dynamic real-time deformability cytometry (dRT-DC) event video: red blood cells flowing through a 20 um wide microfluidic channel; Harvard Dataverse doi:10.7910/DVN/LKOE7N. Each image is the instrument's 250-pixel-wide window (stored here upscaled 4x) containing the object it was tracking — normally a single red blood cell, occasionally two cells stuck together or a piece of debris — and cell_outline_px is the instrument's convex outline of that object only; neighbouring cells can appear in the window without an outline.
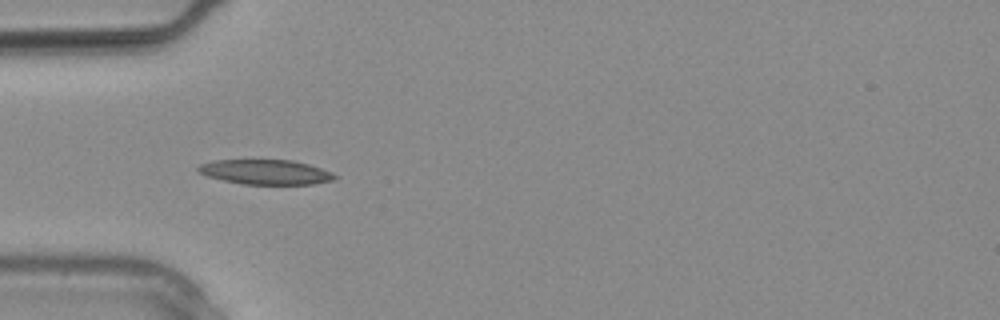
{"species": "common noctule bat (a hibernating species)", "species_latin": "Nyctalus noctula", "temperature_condition": "warm", "stored_images_in_passage": 15, "camera_frame_rate_fps": 3000, "um_per_image_px": 0.085, "animal": {"sex": "male", "body_mass_g": 20.4}, "frame": {"image": 1, "passage_image": 5, "time_ms": 1.333, "image_size_px": [1000, 320], "cell_outline_px": [[340, 176], [336, 180], [312, 184], [244, 184], [224, 180], [208, 176], [200, 172], [196, 168], [200, 164], [212, 160], [292, 160], [308, 164], [332, 172]], "centroid_in_image_um": [22.63, 14.62], "position_along_channel_um": 62.4, "area_um2": 19.71}}
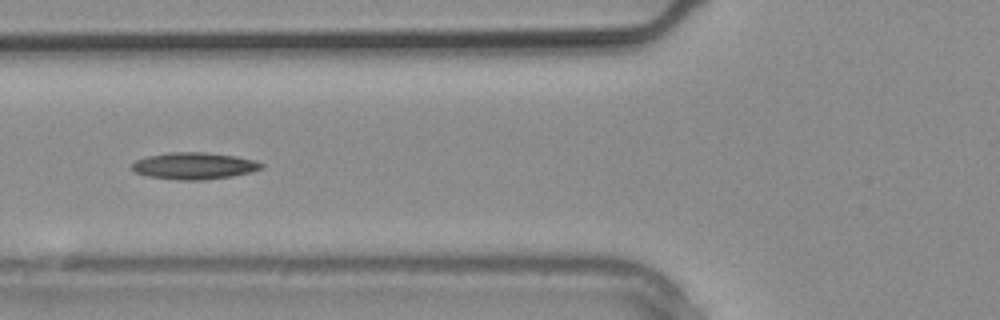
{"frame": {"image": 2, "passage_image": 7, "time_ms": 2.0, "image_size_px": [1000, 320], "cell_outline_px": [[264, 168], [252, 172], [232, 176], [204, 180], [180, 180], [148, 176], [136, 172], [132, 168], [132, 164], [136, 160], [148, 156], [168, 152], [204, 152], [236, 156], [256, 160], [264, 164]], "centroid_in_image_um": [16.55, 14.09], "position_along_channel_um": 109.2, "area_um2": 20.29}}